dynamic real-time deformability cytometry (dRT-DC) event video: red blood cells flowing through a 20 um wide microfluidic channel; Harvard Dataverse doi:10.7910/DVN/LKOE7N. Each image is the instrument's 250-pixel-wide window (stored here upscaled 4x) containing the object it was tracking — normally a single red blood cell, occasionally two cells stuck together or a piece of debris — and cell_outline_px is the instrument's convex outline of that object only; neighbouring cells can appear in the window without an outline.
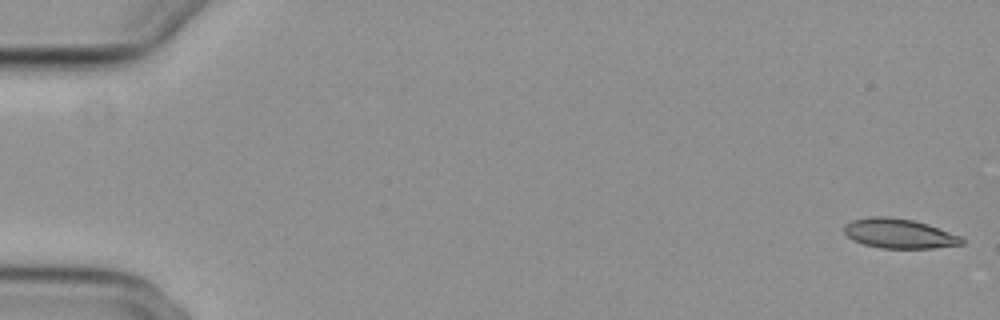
{"species": "common noctule bat (a hibernating species)", "species_latin": "Nyctalus noctula", "temperature_condition": "cold", "stored_images_in_passage": 56, "camera_frame_rate_fps": 3000, "um_per_image_px": 0.085, "animal": {"sex": "female", "body_mass_g": 29.2, "forearm_length_mm": 56.3}, "frame": {"image": 1, "passage_image": 1, "time_ms": 0.0, "image_size_px": [1000, 320], "cell_outline_px": [[964, 244], [932, 248], [880, 248], [864, 244], [852, 240], [844, 232], [844, 224], [852, 220], [872, 216], [888, 216], [912, 220], [960, 236], [964, 240]], "centroid_in_image_um": [76.37, 19.85], "position_along_channel_um": 8.6, "area_um2": 20.06}}
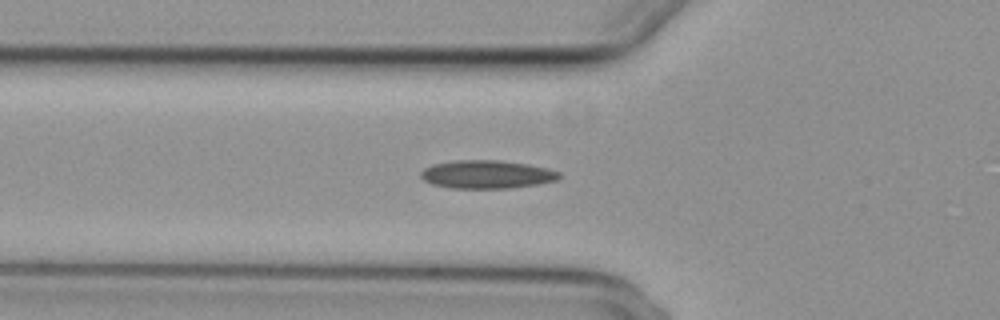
{"frame": {"image": 2, "passage_image": 20, "time_ms": 6.333, "image_size_px": [1000, 320], "cell_outline_px": [[560, 176], [556, 180], [536, 184], [508, 188], [448, 188], [432, 184], [424, 180], [420, 176], [420, 172], [424, 168], [432, 164], [456, 160], [500, 160], [528, 164], [548, 168], [560, 172]], "centroid_in_image_um": [41.34, 14.81], "position_along_channel_um": 84.5, "area_um2": 22.77}}
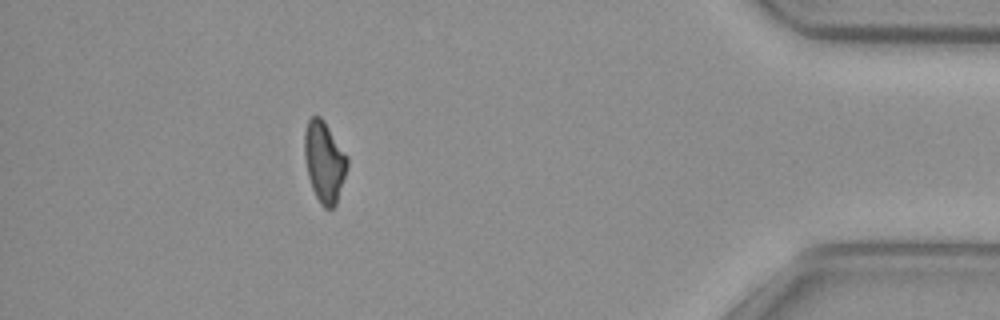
{"frame": {"image": 3, "passage_image": 50, "time_ms": 16.333, "image_size_px": [1000, 320], "cell_outline_px": [[348, 164], [336, 204], [332, 208], [324, 208], [320, 204], [312, 188], [308, 176], [304, 156], [304, 132], [308, 120], [312, 116], [320, 116], [324, 120], [348, 156]], "centroid_in_image_um": [27.56, 13.72], "position_along_channel_um": 407.6, "area_um2": 20.17}}